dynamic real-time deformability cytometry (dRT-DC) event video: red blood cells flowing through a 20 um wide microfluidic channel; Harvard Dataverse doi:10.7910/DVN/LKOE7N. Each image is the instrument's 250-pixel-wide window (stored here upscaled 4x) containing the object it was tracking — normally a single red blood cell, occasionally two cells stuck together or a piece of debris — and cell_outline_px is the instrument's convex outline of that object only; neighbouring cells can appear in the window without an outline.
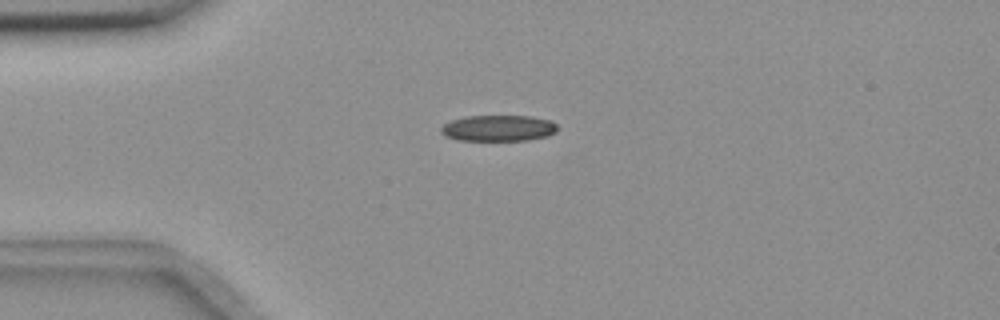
{"species": "common noctule bat (a hibernating species)", "species_latin": "Nyctalus noctula", "temperature_condition": "room temperature", "stored_images_in_passage": 3, "camera_frame_rate_fps": 3000, "um_per_image_px": 0.085, "animal": {"sex": "female", "body_mass_g": 18.4}, "frame": {"image": 1, "passage_image": 3, "time_ms": 0.667, "image_size_px": [1000, 320], "cell_outline_px": [[556, 132], [548, 136], [528, 140], [460, 140], [444, 136], [440, 132], [440, 128], [444, 124], [452, 120], [468, 116], [532, 116], [552, 120], [556, 124]], "centroid_in_image_um": [42.37, 10.89], "position_along_channel_um": 42.6, "area_um2": 17.74}}